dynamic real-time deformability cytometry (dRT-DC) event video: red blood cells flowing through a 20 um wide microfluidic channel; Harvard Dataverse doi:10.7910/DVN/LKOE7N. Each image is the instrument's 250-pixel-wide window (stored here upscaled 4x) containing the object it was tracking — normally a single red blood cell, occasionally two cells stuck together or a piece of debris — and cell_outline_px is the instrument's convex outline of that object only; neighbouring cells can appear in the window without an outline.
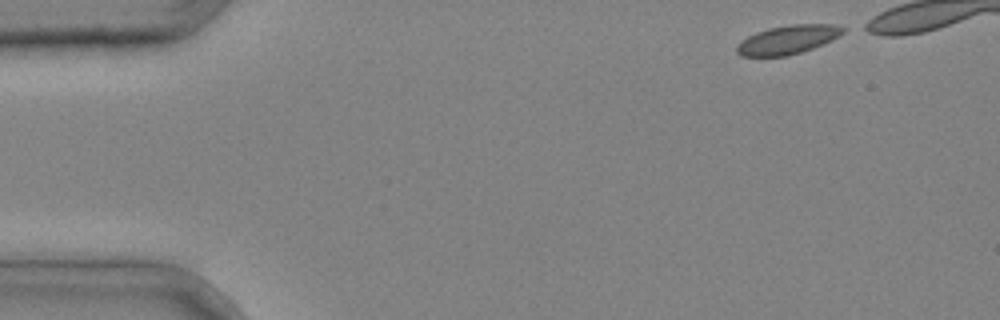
{"species": "common noctule bat (a hibernating species)", "species_latin": "Nyctalus noctula", "temperature_condition": "cold", "stored_images_in_passage": 33, "camera_frame_rate_fps": 3000, "um_per_image_px": 0.085, "animal": {"sex": "male", "body_mass_g": 20.4}, "frame": {"image": 1, "passage_image": 1, "time_ms": 0.0, "image_size_px": [1000, 320], "cell_outline_px": [[844, 32], [840, 36], [832, 40], [812, 48], [800, 52], [784, 56], [740, 56], [736, 52], [736, 48], [748, 36], [756, 32], [768, 28], [792, 24], [832, 24], [844, 28]], "centroid_in_image_um": [66.98, 3.36], "position_along_channel_um": 18.0, "area_um2": 17.57}}
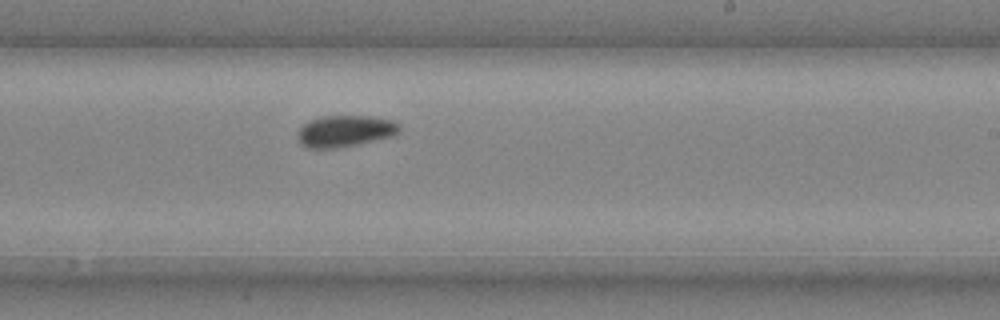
{"frame": {"image": 2, "passage_image": 23, "time_ms": 7.333, "image_size_px": [1000, 320], "cell_outline_px": [[400, 132], [392, 136], [360, 144], [340, 148], [308, 148], [300, 144], [296, 136], [300, 128], [304, 124], [320, 116], [368, 116], [392, 120], [400, 124]], "centroid_in_image_um": [29.33, 11.15], "position_along_channel_um": 259.7, "area_um2": 18.84}}
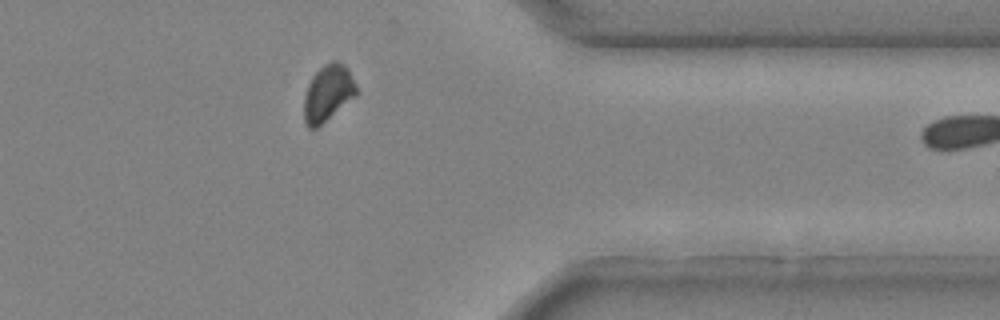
{"frame": {"image": 3, "passage_image": 32, "time_ms": 10.333, "image_size_px": [1000, 320], "cell_outline_px": [[360, 92], [356, 96], [316, 128], [308, 128], [304, 120], [304, 96], [308, 84], [312, 76], [324, 64], [332, 60], [336, 60], [344, 64], [348, 68]], "centroid_in_image_um": [27.89, 7.89], "position_along_channel_um": 383.5, "area_um2": 17.34}}